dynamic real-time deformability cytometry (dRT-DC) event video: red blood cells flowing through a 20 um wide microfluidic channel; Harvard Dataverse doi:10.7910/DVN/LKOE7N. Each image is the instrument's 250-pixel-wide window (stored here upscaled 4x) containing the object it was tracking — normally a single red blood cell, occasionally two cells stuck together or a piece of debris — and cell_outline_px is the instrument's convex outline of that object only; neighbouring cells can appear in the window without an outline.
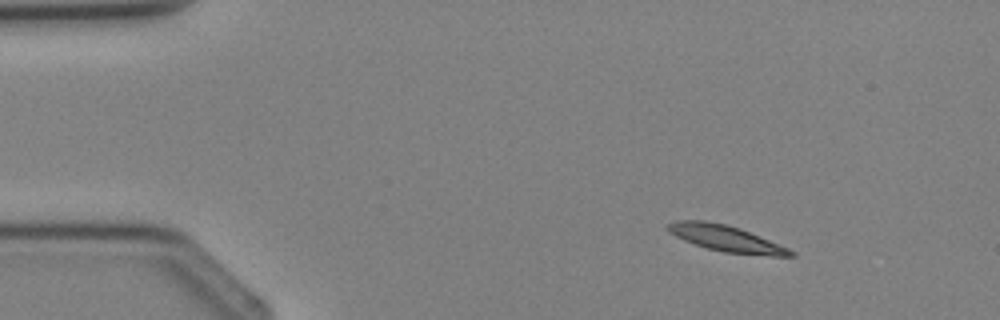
{"species": "Egyptian fruit bat (a non-hibernating species)", "species_latin": "Rousettus aegyptiacus", "temperature_condition": "cold", "stored_images_in_passage": 4, "camera_frame_rate_fps": 3000, "um_per_image_px": 0.085, "animal": {"sex": "female"}, "frame": {"image": 1, "passage_image": 2, "time_ms": 1.0, "image_size_px": [1000, 320], "cell_outline_px": [[796, 256], [772, 256], [724, 252], [708, 248], [684, 240], [668, 232], [668, 224], [676, 220], [704, 220], [724, 224], [740, 228], [788, 248], [796, 252]], "centroid_in_image_um": [61.73, 20.27], "position_along_channel_um": 23.3, "area_um2": 18.44}}
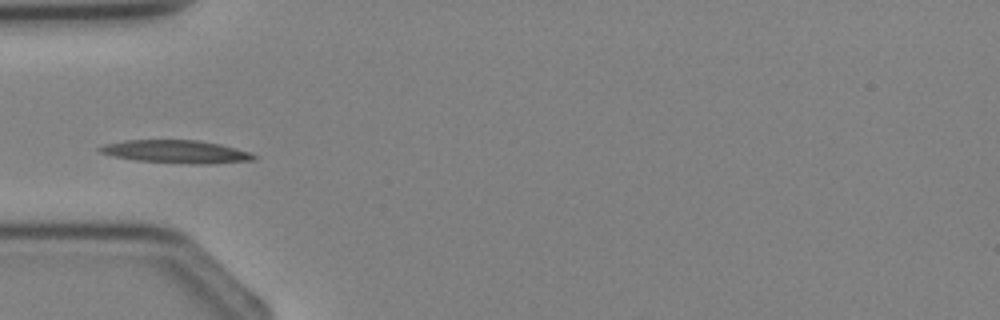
{"frame": {"image": 2, "passage_image": 4, "time_ms": 3.333, "image_size_px": [1000, 320], "cell_outline_px": [[256, 160], [212, 164], [192, 164], [136, 160], [112, 156], [100, 152], [96, 148], [104, 144], [124, 140], [200, 140], [220, 144], [252, 152], [256, 156]], "centroid_in_image_um": [15.0, 12.89], "position_along_channel_um": 70.0, "area_um2": 20.81}}